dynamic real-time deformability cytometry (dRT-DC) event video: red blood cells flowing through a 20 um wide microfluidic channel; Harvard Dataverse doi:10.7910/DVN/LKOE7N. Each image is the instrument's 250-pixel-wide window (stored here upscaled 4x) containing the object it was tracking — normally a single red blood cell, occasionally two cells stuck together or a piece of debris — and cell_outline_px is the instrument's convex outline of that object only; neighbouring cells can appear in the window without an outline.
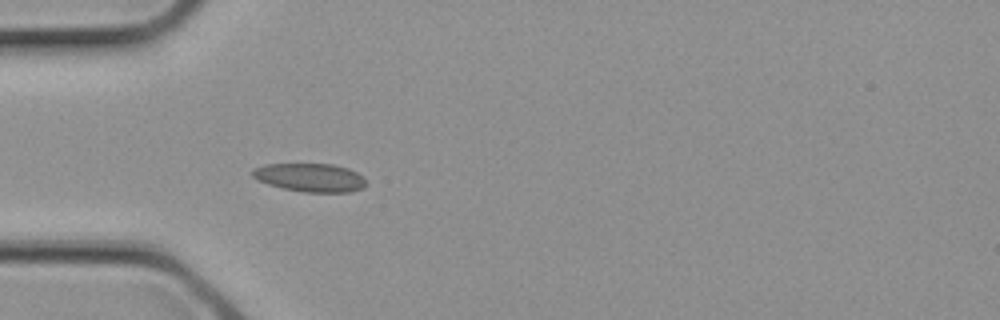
{"species": "common noctule bat (a hibernating species)", "species_latin": "Nyctalus noctula", "temperature_condition": "cold", "stored_images_in_passage": 2, "camera_frame_rate_fps": 3000, "um_per_image_px": 0.085, "animal": {"sex": "female", "body_mass_g": 21.9}, "frame": {"image": 1, "passage_image": 2, "time_ms": 0.333, "image_size_px": [1000, 320], "cell_outline_px": [[364, 188], [352, 192], [304, 192], [284, 188], [268, 184], [256, 180], [252, 176], [252, 168], [264, 164], [332, 164], [348, 168], [364, 176]], "centroid_in_image_um": [26.34, 15.09], "position_along_channel_um": 58.7, "area_um2": 18.9}}